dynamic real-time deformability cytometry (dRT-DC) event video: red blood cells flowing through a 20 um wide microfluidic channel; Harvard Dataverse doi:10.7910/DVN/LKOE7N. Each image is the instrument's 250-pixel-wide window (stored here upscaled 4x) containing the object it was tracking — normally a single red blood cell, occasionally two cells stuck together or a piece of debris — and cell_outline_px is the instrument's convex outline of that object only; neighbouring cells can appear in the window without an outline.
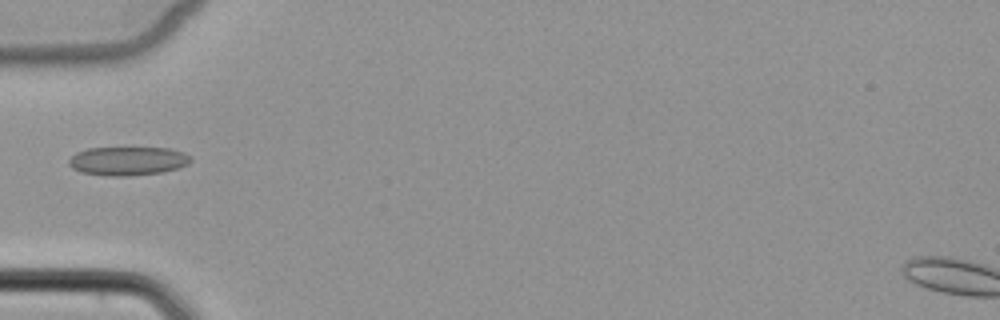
{"species": "common noctule bat (a hibernating species)", "species_latin": "Nyctalus noctula", "temperature_condition": "cold", "stored_images_in_passage": 5, "camera_frame_rate_fps": 3000, "um_per_image_px": 0.085, "animal": {"sex": "female", "body_mass_g": 22.7, "forearm_length_mm": 54.2}, "frame": {"image": 1, "passage_image": 4, "time_ms": 5.333, "image_size_px": [1000, 320], "cell_outline_px": [[192, 160], [188, 164], [180, 168], [164, 172], [128, 176], [108, 176], [80, 172], [72, 168], [68, 164], [68, 160], [76, 152], [88, 148], [168, 148], [184, 152], [192, 156]], "centroid_in_image_um": [10.89, 13.69], "position_along_channel_um": 74.1, "area_um2": 20.63}}
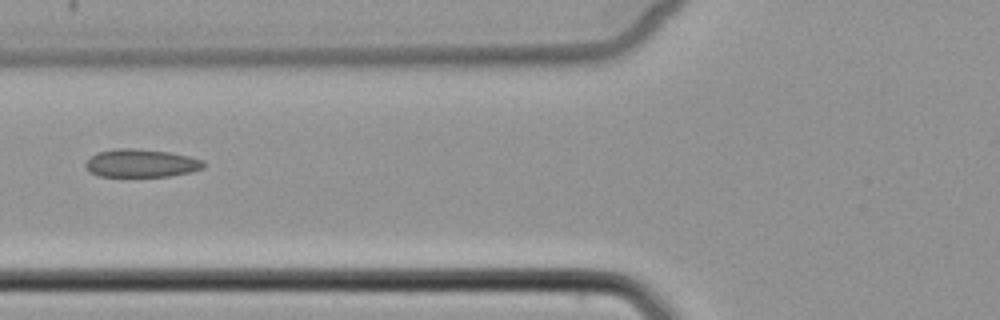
{"frame": {"image": 2, "passage_image": 5, "time_ms": 6.333, "image_size_px": [1000, 320], "cell_outline_px": [[204, 168], [192, 172], [168, 176], [100, 176], [92, 172], [84, 164], [96, 152], [116, 148], [132, 148], [168, 152], [188, 156], [204, 160]], "centroid_in_image_um": [12.03, 13.86], "position_along_channel_um": 113.8, "area_um2": 19.13}}